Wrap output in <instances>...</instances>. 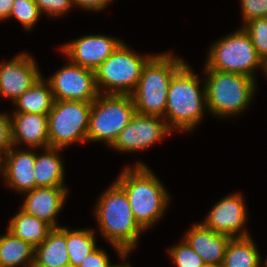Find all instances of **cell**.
<instances>
[{
    "instance_id": "3957f363",
    "label": "cell",
    "mask_w": 267,
    "mask_h": 267,
    "mask_svg": "<svg viewBox=\"0 0 267 267\" xmlns=\"http://www.w3.org/2000/svg\"><path fill=\"white\" fill-rule=\"evenodd\" d=\"M206 110L204 79L186 62L171 78L163 119L172 132L189 133L202 122Z\"/></svg>"
},
{
    "instance_id": "8d00e7d4",
    "label": "cell",
    "mask_w": 267,
    "mask_h": 267,
    "mask_svg": "<svg viewBox=\"0 0 267 267\" xmlns=\"http://www.w3.org/2000/svg\"><path fill=\"white\" fill-rule=\"evenodd\" d=\"M2 176H3V169H2L1 162H0V177H1V179L3 178Z\"/></svg>"
},
{
    "instance_id": "603a6c76",
    "label": "cell",
    "mask_w": 267,
    "mask_h": 267,
    "mask_svg": "<svg viewBox=\"0 0 267 267\" xmlns=\"http://www.w3.org/2000/svg\"><path fill=\"white\" fill-rule=\"evenodd\" d=\"M7 229L35 248L46 239L53 228L45 221L28 215L19 209L10 219Z\"/></svg>"
},
{
    "instance_id": "836d02e7",
    "label": "cell",
    "mask_w": 267,
    "mask_h": 267,
    "mask_svg": "<svg viewBox=\"0 0 267 267\" xmlns=\"http://www.w3.org/2000/svg\"><path fill=\"white\" fill-rule=\"evenodd\" d=\"M14 0H0V22L9 20Z\"/></svg>"
},
{
    "instance_id": "8992f818",
    "label": "cell",
    "mask_w": 267,
    "mask_h": 267,
    "mask_svg": "<svg viewBox=\"0 0 267 267\" xmlns=\"http://www.w3.org/2000/svg\"><path fill=\"white\" fill-rule=\"evenodd\" d=\"M205 65L212 70L242 74L256 79L258 69L264 73L265 62L258 55L248 33L239 27L213 42Z\"/></svg>"
},
{
    "instance_id": "1f68e13d",
    "label": "cell",
    "mask_w": 267,
    "mask_h": 267,
    "mask_svg": "<svg viewBox=\"0 0 267 267\" xmlns=\"http://www.w3.org/2000/svg\"><path fill=\"white\" fill-rule=\"evenodd\" d=\"M102 247L91 252L78 267H111L109 254Z\"/></svg>"
},
{
    "instance_id": "7c38bea8",
    "label": "cell",
    "mask_w": 267,
    "mask_h": 267,
    "mask_svg": "<svg viewBox=\"0 0 267 267\" xmlns=\"http://www.w3.org/2000/svg\"><path fill=\"white\" fill-rule=\"evenodd\" d=\"M245 203L242 193H230L215 203L201 223L205 227L231 238L251 236L245 228L248 220Z\"/></svg>"
},
{
    "instance_id": "9c48e42d",
    "label": "cell",
    "mask_w": 267,
    "mask_h": 267,
    "mask_svg": "<svg viewBox=\"0 0 267 267\" xmlns=\"http://www.w3.org/2000/svg\"><path fill=\"white\" fill-rule=\"evenodd\" d=\"M92 102L55 100L48 114L49 147L87 143Z\"/></svg>"
},
{
    "instance_id": "d4e9b609",
    "label": "cell",
    "mask_w": 267,
    "mask_h": 267,
    "mask_svg": "<svg viewBox=\"0 0 267 267\" xmlns=\"http://www.w3.org/2000/svg\"><path fill=\"white\" fill-rule=\"evenodd\" d=\"M96 232L90 228L73 229L66 227V246L70 267H78L98 246Z\"/></svg>"
},
{
    "instance_id": "ba28073f",
    "label": "cell",
    "mask_w": 267,
    "mask_h": 267,
    "mask_svg": "<svg viewBox=\"0 0 267 267\" xmlns=\"http://www.w3.org/2000/svg\"><path fill=\"white\" fill-rule=\"evenodd\" d=\"M136 113L131 95L99 94L92 102L88 142H104L109 147Z\"/></svg>"
},
{
    "instance_id": "9a60e30c",
    "label": "cell",
    "mask_w": 267,
    "mask_h": 267,
    "mask_svg": "<svg viewBox=\"0 0 267 267\" xmlns=\"http://www.w3.org/2000/svg\"><path fill=\"white\" fill-rule=\"evenodd\" d=\"M12 146L10 150L0 158L3 169V179L8 187L13 191L24 192L36 188L34 177V163L38 149L27 148L18 149ZM15 189V190H14Z\"/></svg>"
},
{
    "instance_id": "83f0119b",
    "label": "cell",
    "mask_w": 267,
    "mask_h": 267,
    "mask_svg": "<svg viewBox=\"0 0 267 267\" xmlns=\"http://www.w3.org/2000/svg\"><path fill=\"white\" fill-rule=\"evenodd\" d=\"M243 29L264 62L267 61V17L249 20L243 24Z\"/></svg>"
},
{
    "instance_id": "d6986e66",
    "label": "cell",
    "mask_w": 267,
    "mask_h": 267,
    "mask_svg": "<svg viewBox=\"0 0 267 267\" xmlns=\"http://www.w3.org/2000/svg\"><path fill=\"white\" fill-rule=\"evenodd\" d=\"M32 266L70 267L66 246V226L53 228L46 239L35 247Z\"/></svg>"
},
{
    "instance_id": "4fadbf2b",
    "label": "cell",
    "mask_w": 267,
    "mask_h": 267,
    "mask_svg": "<svg viewBox=\"0 0 267 267\" xmlns=\"http://www.w3.org/2000/svg\"><path fill=\"white\" fill-rule=\"evenodd\" d=\"M33 57L29 52H20L9 61L0 62L1 98L14 103L42 76Z\"/></svg>"
},
{
    "instance_id": "52a82bcc",
    "label": "cell",
    "mask_w": 267,
    "mask_h": 267,
    "mask_svg": "<svg viewBox=\"0 0 267 267\" xmlns=\"http://www.w3.org/2000/svg\"><path fill=\"white\" fill-rule=\"evenodd\" d=\"M153 55L139 54L122 41L95 70L99 93L131 95L141 77L143 66Z\"/></svg>"
},
{
    "instance_id": "4316f807",
    "label": "cell",
    "mask_w": 267,
    "mask_h": 267,
    "mask_svg": "<svg viewBox=\"0 0 267 267\" xmlns=\"http://www.w3.org/2000/svg\"><path fill=\"white\" fill-rule=\"evenodd\" d=\"M169 258L176 267H207L203 259L181 238V241L168 249Z\"/></svg>"
},
{
    "instance_id": "7a4b0ae2",
    "label": "cell",
    "mask_w": 267,
    "mask_h": 267,
    "mask_svg": "<svg viewBox=\"0 0 267 267\" xmlns=\"http://www.w3.org/2000/svg\"><path fill=\"white\" fill-rule=\"evenodd\" d=\"M93 208L99 233L120 258L132 253L145 230L135 220L125 191L115 182L103 190Z\"/></svg>"
},
{
    "instance_id": "5bb4252c",
    "label": "cell",
    "mask_w": 267,
    "mask_h": 267,
    "mask_svg": "<svg viewBox=\"0 0 267 267\" xmlns=\"http://www.w3.org/2000/svg\"><path fill=\"white\" fill-rule=\"evenodd\" d=\"M121 42L118 37L89 34L64 43L59 49L71 63L95 71Z\"/></svg>"
},
{
    "instance_id": "f1b7e54d",
    "label": "cell",
    "mask_w": 267,
    "mask_h": 267,
    "mask_svg": "<svg viewBox=\"0 0 267 267\" xmlns=\"http://www.w3.org/2000/svg\"><path fill=\"white\" fill-rule=\"evenodd\" d=\"M40 12L46 14L48 18L63 17L68 10L74 8L72 0H35Z\"/></svg>"
},
{
    "instance_id": "7402d4cb",
    "label": "cell",
    "mask_w": 267,
    "mask_h": 267,
    "mask_svg": "<svg viewBox=\"0 0 267 267\" xmlns=\"http://www.w3.org/2000/svg\"><path fill=\"white\" fill-rule=\"evenodd\" d=\"M35 248L8 229L0 235V267H31Z\"/></svg>"
},
{
    "instance_id": "cb8c5ba5",
    "label": "cell",
    "mask_w": 267,
    "mask_h": 267,
    "mask_svg": "<svg viewBox=\"0 0 267 267\" xmlns=\"http://www.w3.org/2000/svg\"><path fill=\"white\" fill-rule=\"evenodd\" d=\"M260 266L261 254L251 236L230 239L221 267Z\"/></svg>"
},
{
    "instance_id": "d6a6232c",
    "label": "cell",
    "mask_w": 267,
    "mask_h": 267,
    "mask_svg": "<svg viewBox=\"0 0 267 267\" xmlns=\"http://www.w3.org/2000/svg\"><path fill=\"white\" fill-rule=\"evenodd\" d=\"M74 7L89 11L100 12L115 0H72Z\"/></svg>"
},
{
    "instance_id": "f546056e",
    "label": "cell",
    "mask_w": 267,
    "mask_h": 267,
    "mask_svg": "<svg viewBox=\"0 0 267 267\" xmlns=\"http://www.w3.org/2000/svg\"><path fill=\"white\" fill-rule=\"evenodd\" d=\"M242 25L252 19L267 17V0H241Z\"/></svg>"
},
{
    "instance_id": "44dd1931",
    "label": "cell",
    "mask_w": 267,
    "mask_h": 267,
    "mask_svg": "<svg viewBox=\"0 0 267 267\" xmlns=\"http://www.w3.org/2000/svg\"><path fill=\"white\" fill-rule=\"evenodd\" d=\"M51 86L42 75L34 85L25 91L13 104L16 106L11 113H36L48 115L54 103Z\"/></svg>"
},
{
    "instance_id": "8fae6325",
    "label": "cell",
    "mask_w": 267,
    "mask_h": 267,
    "mask_svg": "<svg viewBox=\"0 0 267 267\" xmlns=\"http://www.w3.org/2000/svg\"><path fill=\"white\" fill-rule=\"evenodd\" d=\"M53 92L54 100L93 102L99 91L95 71L68 61L46 79Z\"/></svg>"
},
{
    "instance_id": "e0dca14e",
    "label": "cell",
    "mask_w": 267,
    "mask_h": 267,
    "mask_svg": "<svg viewBox=\"0 0 267 267\" xmlns=\"http://www.w3.org/2000/svg\"><path fill=\"white\" fill-rule=\"evenodd\" d=\"M208 267H221L231 237L194 223L182 237Z\"/></svg>"
},
{
    "instance_id": "484cf974",
    "label": "cell",
    "mask_w": 267,
    "mask_h": 267,
    "mask_svg": "<svg viewBox=\"0 0 267 267\" xmlns=\"http://www.w3.org/2000/svg\"><path fill=\"white\" fill-rule=\"evenodd\" d=\"M41 16L35 0H14L9 19H17L24 29L31 31Z\"/></svg>"
},
{
    "instance_id": "ffe728a7",
    "label": "cell",
    "mask_w": 267,
    "mask_h": 267,
    "mask_svg": "<svg viewBox=\"0 0 267 267\" xmlns=\"http://www.w3.org/2000/svg\"><path fill=\"white\" fill-rule=\"evenodd\" d=\"M38 154L34 163L36 187H67L65 186V167L61 159L63 149L48 147Z\"/></svg>"
},
{
    "instance_id": "4dcf8cb0",
    "label": "cell",
    "mask_w": 267,
    "mask_h": 267,
    "mask_svg": "<svg viewBox=\"0 0 267 267\" xmlns=\"http://www.w3.org/2000/svg\"><path fill=\"white\" fill-rule=\"evenodd\" d=\"M12 146L10 114L0 111V158L3 157Z\"/></svg>"
},
{
    "instance_id": "d590c367",
    "label": "cell",
    "mask_w": 267,
    "mask_h": 267,
    "mask_svg": "<svg viewBox=\"0 0 267 267\" xmlns=\"http://www.w3.org/2000/svg\"><path fill=\"white\" fill-rule=\"evenodd\" d=\"M262 258H261V266L260 267H267V256H266V258H265V260H263L264 262H262ZM262 263H263V265H262Z\"/></svg>"
},
{
    "instance_id": "ac0fdd59",
    "label": "cell",
    "mask_w": 267,
    "mask_h": 267,
    "mask_svg": "<svg viewBox=\"0 0 267 267\" xmlns=\"http://www.w3.org/2000/svg\"><path fill=\"white\" fill-rule=\"evenodd\" d=\"M12 145L25 148L49 147L48 115L36 113H10ZM20 145V146H18Z\"/></svg>"
},
{
    "instance_id": "6da1fadb",
    "label": "cell",
    "mask_w": 267,
    "mask_h": 267,
    "mask_svg": "<svg viewBox=\"0 0 267 267\" xmlns=\"http://www.w3.org/2000/svg\"><path fill=\"white\" fill-rule=\"evenodd\" d=\"M123 167L115 182L125 191L133 216L146 231L162 220L171 197L145 162Z\"/></svg>"
},
{
    "instance_id": "30bf717a",
    "label": "cell",
    "mask_w": 267,
    "mask_h": 267,
    "mask_svg": "<svg viewBox=\"0 0 267 267\" xmlns=\"http://www.w3.org/2000/svg\"><path fill=\"white\" fill-rule=\"evenodd\" d=\"M171 134L163 117L135 113L110 148L120 153H140Z\"/></svg>"
},
{
    "instance_id": "5b68a950",
    "label": "cell",
    "mask_w": 267,
    "mask_h": 267,
    "mask_svg": "<svg viewBox=\"0 0 267 267\" xmlns=\"http://www.w3.org/2000/svg\"><path fill=\"white\" fill-rule=\"evenodd\" d=\"M203 74L208 114L225 118L245 111L255 96L257 80L251 77L209 69L204 64Z\"/></svg>"
},
{
    "instance_id": "e575fe53",
    "label": "cell",
    "mask_w": 267,
    "mask_h": 267,
    "mask_svg": "<svg viewBox=\"0 0 267 267\" xmlns=\"http://www.w3.org/2000/svg\"><path fill=\"white\" fill-rule=\"evenodd\" d=\"M129 254L131 253H124L121 257H120V261L122 260L123 262H120L119 264H114L111 267H131L132 265L130 264V262H127L126 258H129ZM126 261V262H125Z\"/></svg>"
},
{
    "instance_id": "277c9868",
    "label": "cell",
    "mask_w": 267,
    "mask_h": 267,
    "mask_svg": "<svg viewBox=\"0 0 267 267\" xmlns=\"http://www.w3.org/2000/svg\"><path fill=\"white\" fill-rule=\"evenodd\" d=\"M185 63L172 51L154 54L146 62L131 94L136 113L164 117L171 78Z\"/></svg>"
},
{
    "instance_id": "74e56055",
    "label": "cell",
    "mask_w": 267,
    "mask_h": 267,
    "mask_svg": "<svg viewBox=\"0 0 267 267\" xmlns=\"http://www.w3.org/2000/svg\"><path fill=\"white\" fill-rule=\"evenodd\" d=\"M265 77L267 78V61L265 62V70H264Z\"/></svg>"
},
{
    "instance_id": "2e32d148",
    "label": "cell",
    "mask_w": 267,
    "mask_h": 267,
    "mask_svg": "<svg viewBox=\"0 0 267 267\" xmlns=\"http://www.w3.org/2000/svg\"><path fill=\"white\" fill-rule=\"evenodd\" d=\"M67 187H36L22 193L26 195L20 209L48 223L52 228H59L57 217L66 204L69 196Z\"/></svg>"
}]
</instances>
